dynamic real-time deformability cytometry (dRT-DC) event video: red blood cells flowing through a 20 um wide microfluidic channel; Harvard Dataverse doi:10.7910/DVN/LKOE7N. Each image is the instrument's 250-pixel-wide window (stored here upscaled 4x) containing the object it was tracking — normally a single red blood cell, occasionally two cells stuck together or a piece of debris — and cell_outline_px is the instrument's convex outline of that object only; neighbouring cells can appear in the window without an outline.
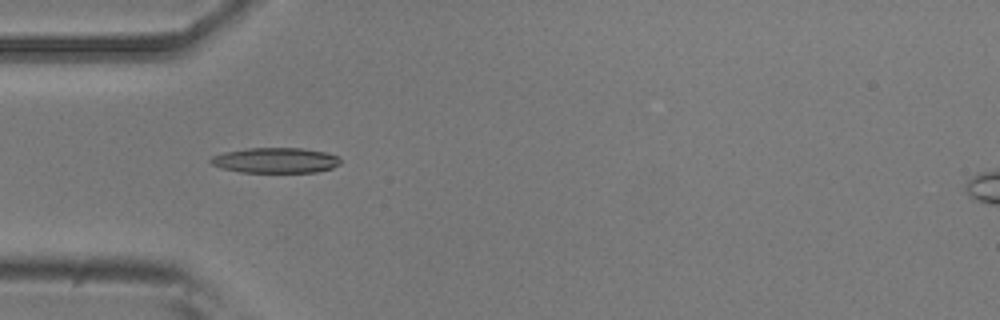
{"species": "common noctule bat (a hibernating species)", "species_latin": "Nyctalus noctula", "temperature_condition": "room temperature", "stored_images_in_passage": 6, "camera_frame_rate_fps": 3000, "um_per_image_px": 0.085, "animal": {"sex": "male", "body_mass_g": 20.5, "forearm_length_mm": 52.5}, "frame": {"image": 1, "passage_image": 4, "time_ms": 1.0, "image_size_px": [1000, 320], "cell_outline_px": [[340, 164], [332, 168], [316, 172], [240, 172], [224, 168], [212, 164], [208, 160], [212, 156], [224, 152], [248, 148], [300, 148], [324, 152], [340, 156]], "centroid_in_image_um": [23.43, 13.62], "position_along_channel_um": 61.6, "area_um2": 19.07}}
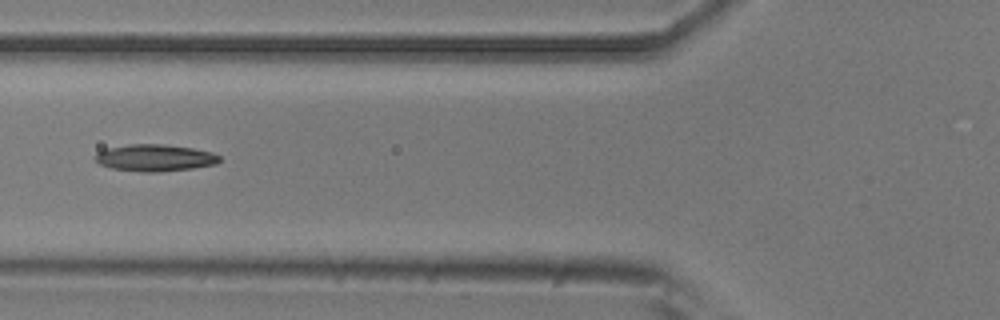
{"frame": {"image": 2, "passage_image": 5, "time_ms": 1.333, "image_size_px": [1000, 320], "cell_outline_px": [[220, 160], [216, 164], [192, 168], [160, 172], [144, 172], [112, 168], [100, 164], [92, 156], [96, 152], [108, 148], [128, 144], [164, 144], [192, 148], [212, 152], [220, 156]], "centroid_in_image_um": [13.15, 13.41], "position_along_channel_um": 112.7, "area_um2": 19.48}}
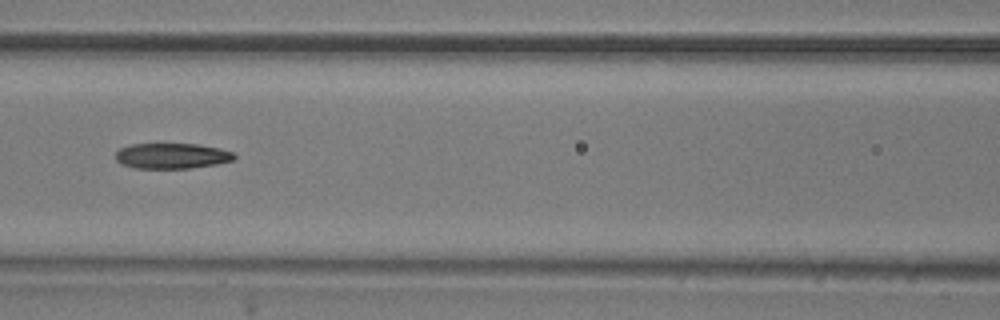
{"frame": {"image": 3, "passage_image": 6, "time_ms": 1.667, "image_size_px": [1000, 320], "cell_outline_px": [[236, 156], [232, 160], [216, 164], [192, 168], [132, 168], [120, 164], [116, 160], [116, 152], [120, 148], [132, 144], [196, 144], [220, 148], [232, 152]], "centroid_in_image_um": [14.58, 13.25], "position_along_channel_um": 152.0, "area_um2": 17.63}}